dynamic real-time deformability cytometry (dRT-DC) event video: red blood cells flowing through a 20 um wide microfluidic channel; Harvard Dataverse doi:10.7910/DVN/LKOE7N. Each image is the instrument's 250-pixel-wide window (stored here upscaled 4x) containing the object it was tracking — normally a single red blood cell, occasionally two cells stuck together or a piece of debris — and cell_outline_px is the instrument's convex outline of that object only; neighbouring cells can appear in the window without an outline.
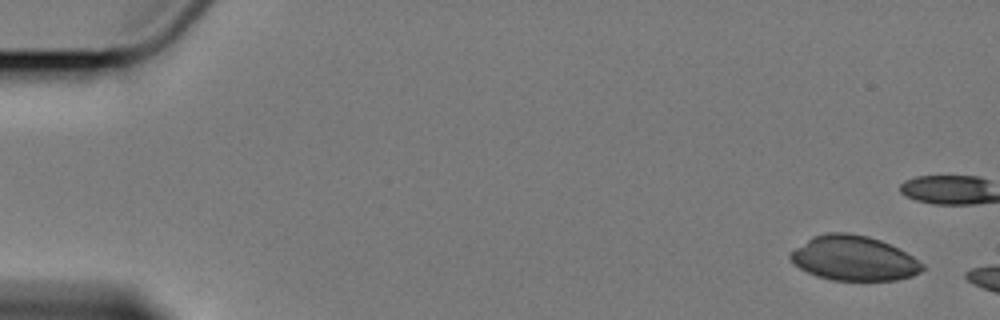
{"species": "Egyptian fruit bat (a non-hibernating species)", "species_latin": "Rousettus aegyptiacus", "temperature_condition": "cold", "stored_images_in_passage": 3, "camera_frame_rate_fps": 3000, "um_per_image_px": 0.085, "animal": {"sex": "female"}, "frame": {"image": 1, "passage_image": 1, "time_ms": 0.0, "image_size_px": [1000, 320], "cell_outline_px": [[924, 268], [920, 272], [912, 276], [896, 280], [832, 280], [816, 276], [800, 268], [788, 256], [796, 248], [812, 236], [828, 232], [848, 232], [868, 236], [880, 240], [912, 256], [924, 264]], "centroid_in_image_um": [72.57, 21.95], "position_along_channel_um": 12.4, "area_um2": 34.1}}